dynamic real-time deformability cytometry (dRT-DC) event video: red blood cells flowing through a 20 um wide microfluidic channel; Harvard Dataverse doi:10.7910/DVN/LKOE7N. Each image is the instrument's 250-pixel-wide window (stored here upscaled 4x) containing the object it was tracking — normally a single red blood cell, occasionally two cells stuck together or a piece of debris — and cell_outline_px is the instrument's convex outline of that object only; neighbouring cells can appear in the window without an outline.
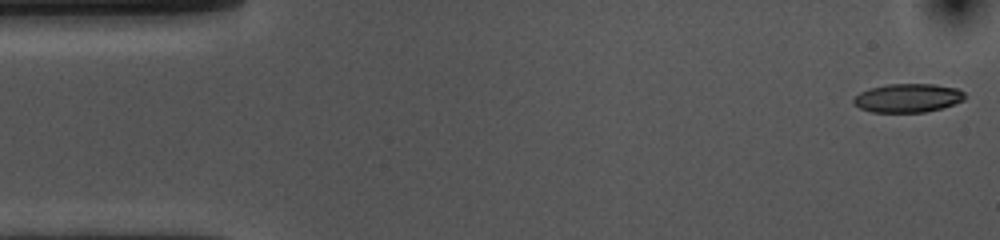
{"species": "common noctule bat (a hibernating species)", "species_latin": "Nyctalus noctula", "temperature_condition": "cold", "stored_images_in_passage": 54, "camera_frame_rate_fps": 3000, "um_per_image_px": 0.085, "animal": {"sex": "female", "body_mass_g": 10.0, "forearm_length_mm": 53.1}, "frame": {"image": 1, "passage_image": 1, "time_ms": 0.0, "image_size_px": [1000, 240], "cell_outline_px": [[964, 100], [940, 108], [924, 112], [872, 112], [860, 108], [852, 100], [860, 92], [868, 88], [888, 84], [936, 84], [956, 88], [964, 92]], "centroid_in_image_um": [77.15, 8.32], "position_along_channel_um": 7.9, "area_um2": 18.44}}
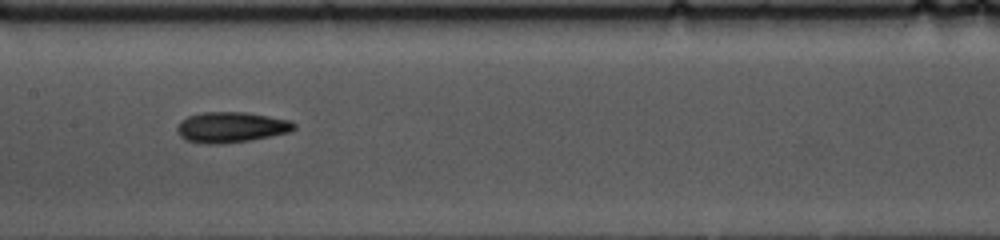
{"frame": {"image": 2, "passage_image": 25, "time_ms": 8.0, "image_size_px": [1000, 240], "cell_outline_px": [[296, 128], [288, 132], [248, 140], [188, 140], [180, 136], [176, 128], [180, 120], [188, 116], [204, 112], [244, 112], [292, 120], [296, 124]], "centroid_in_image_um": [19.71, 10.73], "position_along_channel_um": 187.7, "area_um2": 19.59}}
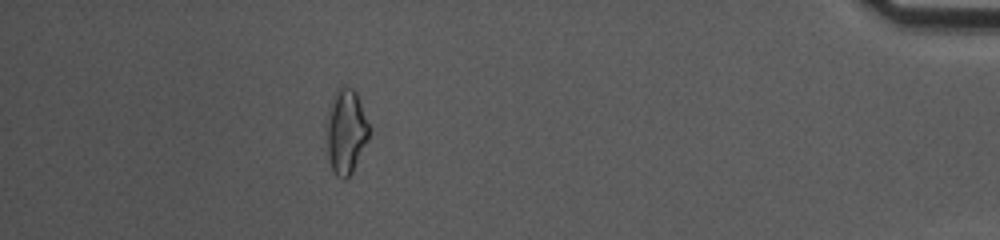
{"frame": {"image": 3, "passage_image": 48, "time_ms": 15.667, "image_size_px": [1000, 240], "cell_outline_px": [[372, 128], [352, 172], [344, 180], [336, 176], [332, 168], [328, 156], [324, 132], [324, 128], [328, 108], [332, 96], [336, 88], [344, 84], [352, 88], [356, 92]], "centroid_in_image_um": [29.37, 11.1], "position_along_channel_um": 405.8, "area_um2": 21.68}, "authors_computed_cell_mechanics": {"area_um2": 19.5942, "velocity_mm_per_s": 3.5993, "shape_relaxation_time_tau1_ms": 8.1971, "shape_relaxation_time_tau2_ms": 5.4746, "deformation_change_tau1": 0.207, "deformation_change_tau2": 0.1533}}